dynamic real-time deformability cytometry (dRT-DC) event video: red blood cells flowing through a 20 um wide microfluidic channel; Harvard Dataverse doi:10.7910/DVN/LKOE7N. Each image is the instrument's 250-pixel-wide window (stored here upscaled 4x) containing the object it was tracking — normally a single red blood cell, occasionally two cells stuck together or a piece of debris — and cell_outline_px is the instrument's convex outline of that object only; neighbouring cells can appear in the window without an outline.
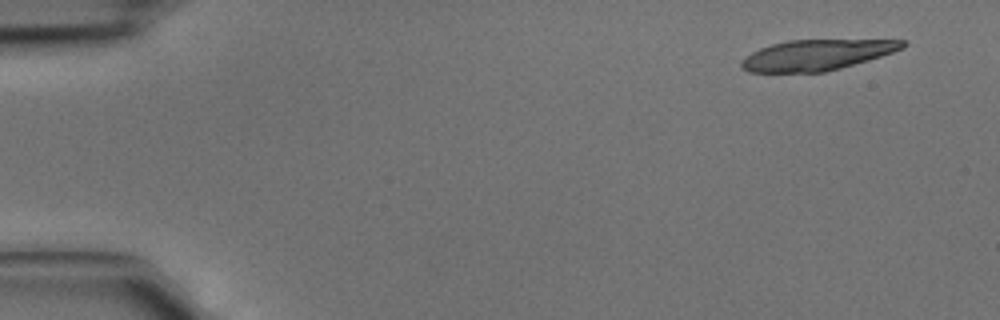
{"species": "common noctule bat (a hibernating species)", "species_latin": "Nyctalus noctula", "temperature_condition": "cold", "stored_images_in_passage": 4, "camera_frame_rate_fps": 3000, "um_per_image_px": 0.085, "animal": {"sex": "male", "body_mass_g": 15.6}, "frame": {"image": 1, "passage_image": 1, "time_ms": 0.0, "image_size_px": [1000, 320], "cell_outline_px": [[908, 44], [904, 48], [868, 60], [840, 68], [824, 72], [748, 72], [740, 68], [740, 60], [744, 56], [760, 48], [772, 44], [788, 40], [908, 40]], "centroid_in_image_um": [69.39, 4.67], "position_along_channel_um": 15.6, "area_um2": 28.78}}